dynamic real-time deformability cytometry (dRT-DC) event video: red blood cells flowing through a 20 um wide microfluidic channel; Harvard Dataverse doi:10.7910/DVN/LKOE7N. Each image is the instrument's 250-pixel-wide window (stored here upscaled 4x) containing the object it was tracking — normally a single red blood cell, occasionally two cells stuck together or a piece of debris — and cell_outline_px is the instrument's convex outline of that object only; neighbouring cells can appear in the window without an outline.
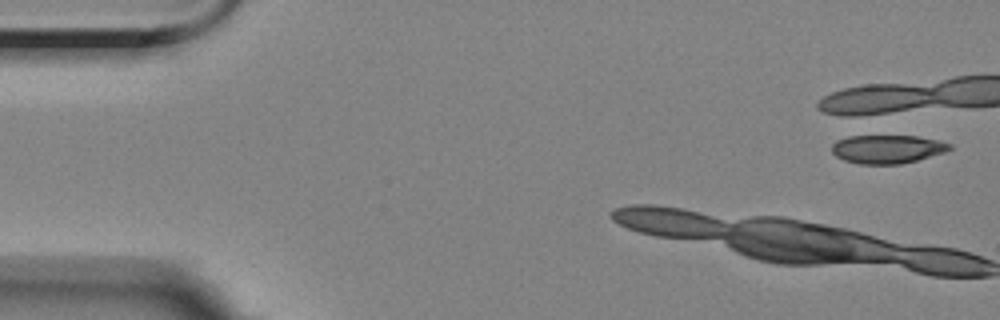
{"species": "Egyptian fruit bat (a non-hibernating species)", "species_latin": "Rousettus aegyptiacus", "temperature_condition": "room temperature", "stored_images_in_passage": 4, "camera_frame_rate_fps": 3000, "um_per_image_px": 0.085, "animal": {"sex": "female"}, "frame": {"image": 1, "passage_image": 1, "time_ms": 0.0, "image_size_px": [1000, 320], "cell_outline_px": [[952, 148], [944, 152], [916, 160], [900, 164], [860, 164], [844, 160], [836, 156], [832, 152], [832, 144], [836, 140], [856, 132], [860, 132], [920, 136], [940, 140], [952, 144]], "centroid_in_image_um": [75.36, 12.6], "position_along_channel_um": 9.6, "area_um2": 20.75}}